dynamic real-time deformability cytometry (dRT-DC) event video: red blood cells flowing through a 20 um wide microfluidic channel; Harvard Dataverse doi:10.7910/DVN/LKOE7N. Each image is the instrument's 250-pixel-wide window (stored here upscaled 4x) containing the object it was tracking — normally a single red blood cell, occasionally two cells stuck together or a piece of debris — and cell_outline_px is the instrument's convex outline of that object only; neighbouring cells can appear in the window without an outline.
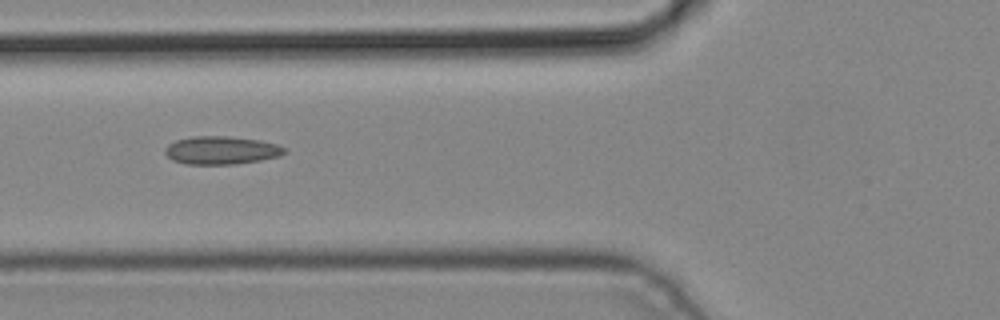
{"species": "common noctule bat (a hibernating species)", "species_latin": "Nyctalus noctula", "temperature_condition": "cold", "stored_images_in_passage": 4, "camera_frame_rate_fps": 3000, "um_per_image_px": 0.085, "animal": {"sex": "male", "body_mass_g": 19.2, "forearm_length_mm": 51.8}, "frame": {"image": 1, "passage_image": 4, "time_ms": 1.0, "image_size_px": [1000, 320], "cell_outline_px": [[288, 152], [280, 156], [260, 160], [236, 164], [184, 164], [172, 160], [164, 152], [164, 148], [168, 144], [176, 140], [192, 136], [228, 136], [260, 140], [276, 144], [288, 148]], "centroid_in_image_um": [18.83, 12.77], "position_along_channel_um": 107.0, "area_um2": 19.77}}